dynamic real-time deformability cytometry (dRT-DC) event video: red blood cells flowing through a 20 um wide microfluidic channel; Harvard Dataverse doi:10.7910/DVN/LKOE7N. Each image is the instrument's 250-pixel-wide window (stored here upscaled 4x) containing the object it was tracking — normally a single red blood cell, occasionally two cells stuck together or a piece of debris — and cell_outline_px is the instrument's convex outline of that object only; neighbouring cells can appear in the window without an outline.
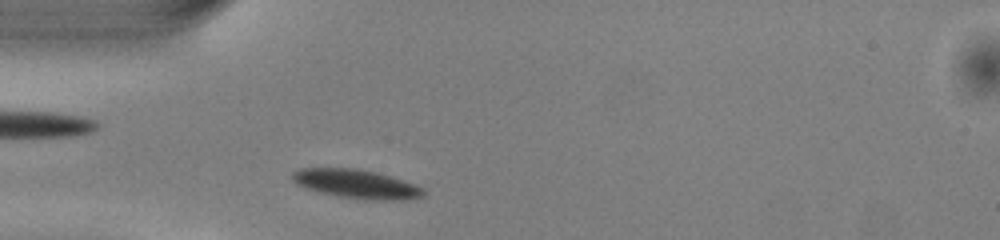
{"species": "common noctule bat (a hibernating species)", "species_latin": "Nyctalus noctula", "temperature_condition": "warm", "stored_images_in_passage": 38, "camera_frame_rate_fps": 3000, "um_per_image_px": 0.085, "animal": {"sex": "male", "body_mass_g": 13.0, "forearm_length_mm": 53.1}, "frame": {"image": 1, "passage_image": 2, "time_ms": 0.333, "image_size_px": [1000, 240], "cell_outline_px": [[424, 192], [420, 196], [404, 200], [364, 200], [336, 196], [304, 188], [296, 184], [288, 176], [292, 172], [300, 168], [352, 168], [376, 172], [404, 180], [424, 188]], "centroid_in_image_um": [30.22, 15.64], "position_along_channel_um": 54.8, "area_um2": 22.25}}
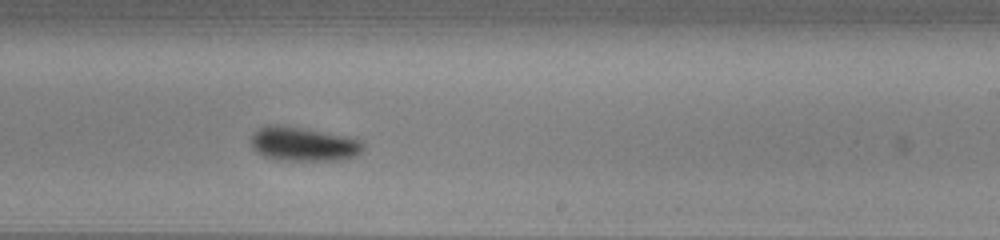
{"frame": {"image": 2, "passage_image": 18, "time_ms": 5.667, "image_size_px": [1000, 240], "cell_outline_px": [[364, 148], [356, 156], [340, 160], [276, 160], [264, 156], [256, 152], [252, 148], [252, 136], [264, 124], [276, 124], [304, 128], [348, 136], [364, 140]], "centroid_in_image_um": [25.82, 12.24], "position_along_channel_um": 263.2, "area_um2": 22.54}}
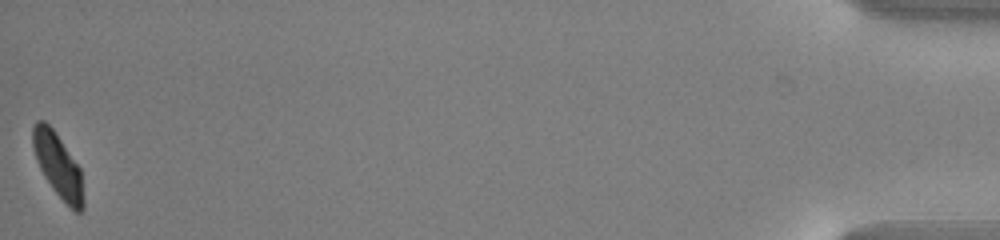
{"frame": {"image": 3, "passage_image": 38, "time_ms": 12.333, "image_size_px": [1000, 240], "cell_outline_px": [[84, 208], [80, 212], [76, 212], [52, 188], [44, 176], [36, 160], [32, 148], [32, 128], [36, 120], [44, 120], [56, 132], [80, 168], [84, 200]], "centroid_in_image_um": [4.91, 14.02], "position_along_channel_um": 430.3, "area_um2": 18.79}, "authors_computed_cell_mechanics": {"area_um2": 21.675, "velocity_mm_per_s": 4.0416, "shape_relaxation_time_tau1_ms": 2.6068, "shape_relaxation_time_tau2_ms": null, "deformation_change_tau1": 0.1068, "deformation_change_tau2": null}}